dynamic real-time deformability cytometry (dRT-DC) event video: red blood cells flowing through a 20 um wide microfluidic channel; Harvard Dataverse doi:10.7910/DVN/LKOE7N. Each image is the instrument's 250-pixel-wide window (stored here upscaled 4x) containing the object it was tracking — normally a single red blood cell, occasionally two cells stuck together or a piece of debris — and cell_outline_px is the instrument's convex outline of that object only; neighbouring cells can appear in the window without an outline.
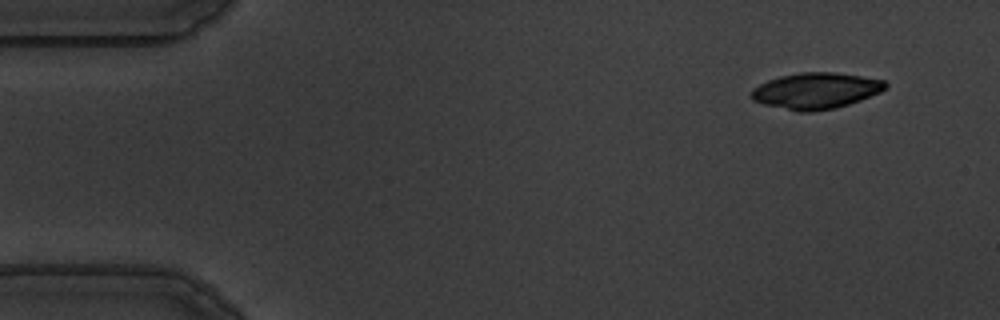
{"species": "common noctule bat (a hibernating species)", "species_latin": "Nyctalus noctula", "temperature_condition": "warm", "stored_images_in_passage": 52, "camera_frame_rate_fps": 3000, "um_per_image_px": 0.085, "animal": {"sex": "male", "body_mass_g": 19.5, "forearm_length_mm": 54.6}, "frame": {"image": 1, "passage_image": 1, "time_ms": 0.0, "image_size_px": [1000, 320], "cell_outline_px": [[888, 84], [880, 92], [860, 100], [836, 108], [812, 112], [800, 112], [764, 104], [752, 100], [752, 88], [768, 80], [780, 76], [800, 72], [832, 72], [860, 76], [884, 80]], "centroid_in_image_um": [69.34, 7.71], "position_along_channel_um": 15.7, "area_um2": 28.03}}
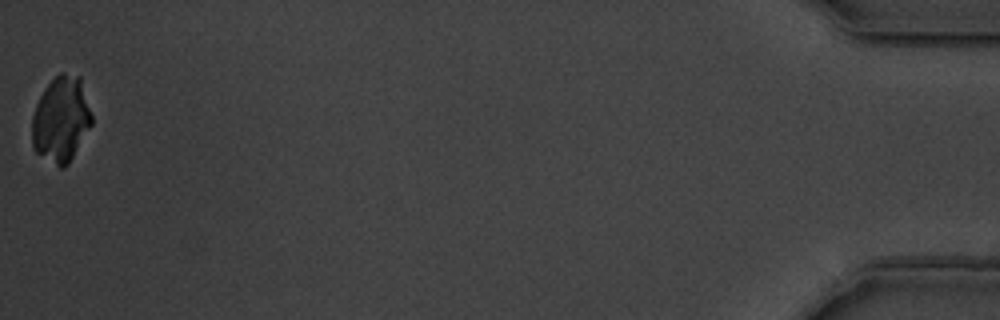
{"frame": {"image": 2, "passage_image": 52, "time_ms": 17.0, "image_size_px": [1000, 320], "cell_outline_px": [[92, 124], [68, 164], [64, 168], [60, 168], [36, 152], [32, 144], [32, 116], [36, 104], [44, 88], [60, 72], [64, 72], [80, 76], [92, 116]], "centroid_in_image_um": [5.18, 10.14], "position_along_channel_um": 430.0, "area_um2": 29.71}}